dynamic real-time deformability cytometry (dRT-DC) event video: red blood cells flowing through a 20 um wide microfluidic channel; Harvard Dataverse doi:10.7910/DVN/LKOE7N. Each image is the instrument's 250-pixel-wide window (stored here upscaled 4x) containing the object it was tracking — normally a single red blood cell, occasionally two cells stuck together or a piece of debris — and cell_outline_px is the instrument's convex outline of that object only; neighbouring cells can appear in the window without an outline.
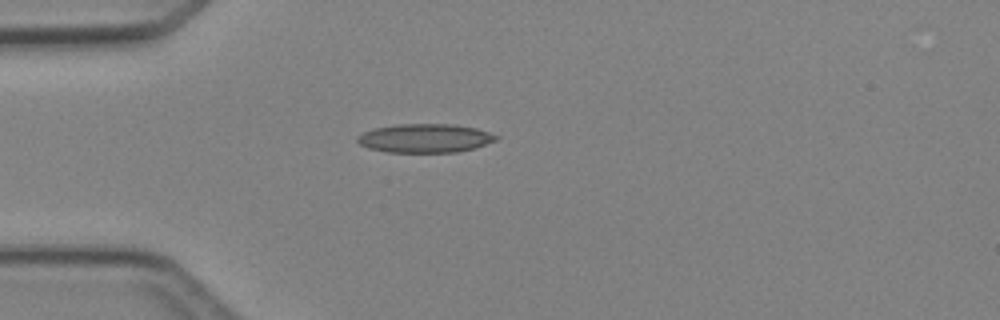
{"species": "Egyptian fruit bat (a non-hibernating species)", "species_latin": "Rousettus aegyptiacus", "temperature_condition": "cold", "stored_images_in_passage": 2, "camera_frame_rate_fps": 3000, "um_per_image_px": 0.085, "animal": {"sex": "female"}, "frame": {"image": 1, "passage_image": 1, "time_ms": 0.0, "image_size_px": [1000, 320], "cell_outline_px": [[500, 136], [496, 140], [476, 148], [456, 152], [388, 152], [368, 148], [360, 144], [356, 140], [356, 136], [364, 132], [376, 128], [396, 124], [452, 124], [476, 128]], "centroid_in_image_um": [36.13, 11.75], "position_along_channel_um": 48.9, "area_um2": 23.24}}